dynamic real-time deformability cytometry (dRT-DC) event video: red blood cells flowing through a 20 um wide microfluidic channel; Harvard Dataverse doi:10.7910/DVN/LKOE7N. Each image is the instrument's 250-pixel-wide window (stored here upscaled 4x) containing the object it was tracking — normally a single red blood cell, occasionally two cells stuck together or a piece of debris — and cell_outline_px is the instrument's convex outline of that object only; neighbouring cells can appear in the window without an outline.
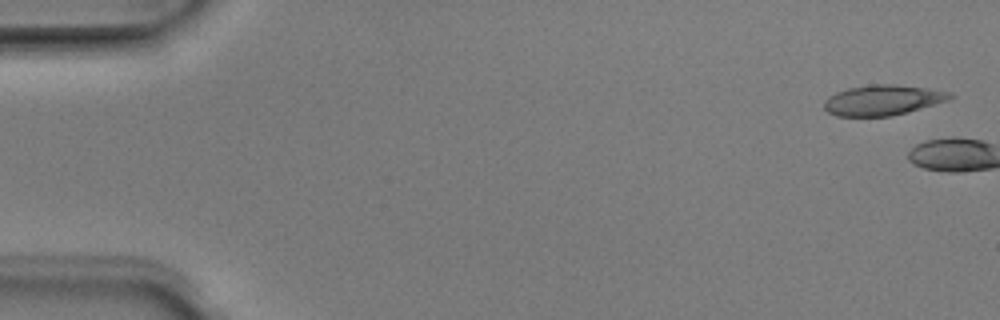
{"species": "Egyptian fruit bat (a non-hibernating species)", "species_latin": "Rousettus aegyptiacus", "temperature_condition": "room temperature", "stored_images_in_passage": 5, "camera_frame_rate_fps": 3000, "um_per_image_px": 0.085, "animal": {"sex": "male"}, "frame": {"image": 1, "passage_image": 1, "time_ms": 0.0, "image_size_px": [1000, 320], "cell_outline_px": [[956, 96], [948, 100], [908, 112], [892, 116], [836, 116], [828, 112], [824, 108], [824, 100], [828, 96], [836, 92], [848, 88], [872, 84], [892, 84], [928, 88], [952, 92]], "centroid_in_image_um": [75.04, 8.5], "position_along_channel_um": 10.0, "area_um2": 22.37}}